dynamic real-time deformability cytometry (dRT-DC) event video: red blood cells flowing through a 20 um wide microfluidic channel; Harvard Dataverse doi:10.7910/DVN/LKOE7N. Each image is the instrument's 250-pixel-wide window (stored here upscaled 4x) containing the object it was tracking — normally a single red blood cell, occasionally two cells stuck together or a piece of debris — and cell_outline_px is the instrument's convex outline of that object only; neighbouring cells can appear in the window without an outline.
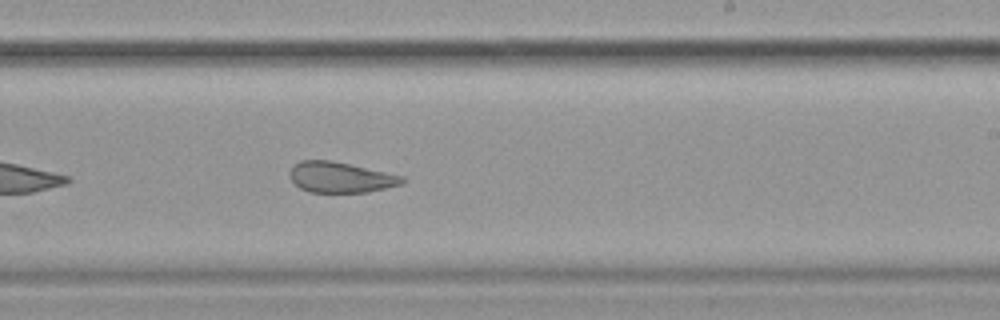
{"species": "common noctule bat (a hibernating species)", "species_latin": "Nyctalus noctula", "temperature_condition": "cold", "stored_images_in_passage": 35, "camera_frame_rate_fps": 3000, "um_per_image_px": 0.085, "animal": {"sex": "female", "body_mass_g": 19.9}, "frame": {"image": 1, "passage_image": 20, "time_ms": 6.333, "image_size_px": [1000, 320], "cell_outline_px": [[404, 180], [400, 184], [368, 192], [308, 192], [300, 188], [288, 176], [288, 172], [292, 164], [300, 160], [332, 160], [404, 176]], "centroid_in_image_um": [28.87, 15.06], "position_along_channel_um": 260.1, "area_um2": 20.11}, "authors_computed_cell_mechanics": {"area_um2": 21.8484, "velocity_mm_per_s": 3.4949, "shape_relaxation_time_tau1_ms": null, "shape_relaxation_time_tau2_ms": 1.5859, "deformation_change_tau1": null, "deformation_change_tau2": 0.0894}}